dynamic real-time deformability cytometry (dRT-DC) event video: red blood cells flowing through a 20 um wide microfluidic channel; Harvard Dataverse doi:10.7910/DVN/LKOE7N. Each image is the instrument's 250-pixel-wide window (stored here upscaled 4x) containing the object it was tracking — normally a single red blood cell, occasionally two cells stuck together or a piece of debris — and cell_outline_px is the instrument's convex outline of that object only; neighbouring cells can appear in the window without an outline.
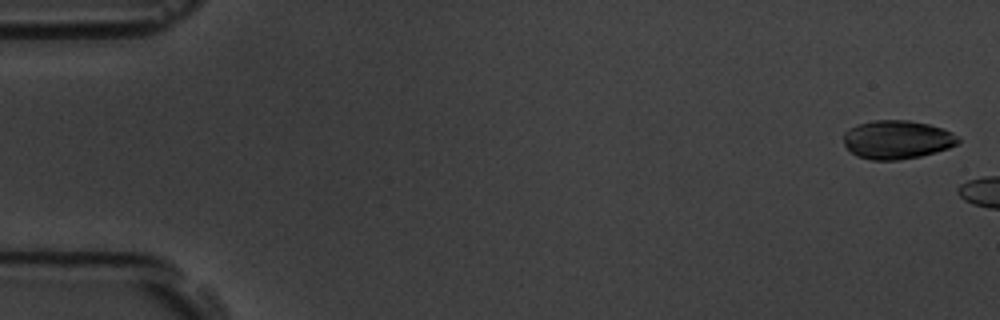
{"species": "common noctule bat (a hibernating species)", "species_latin": "Nyctalus noctula", "temperature_condition": "room temperature", "stored_images_in_passage": 3, "camera_frame_rate_fps": 3000, "um_per_image_px": 0.085, "animal": {"sex": "male", "body_mass_g": 19.5, "forearm_length_mm": 54.6}, "frame": {"image": 1, "passage_image": 1, "time_ms": 0.0, "image_size_px": [1000, 320], "cell_outline_px": [[960, 144], [936, 152], [920, 156], [896, 160], [872, 160], [856, 156], [844, 144], [844, 132], [848, 128], [872, 120], [908, 120], [928, 124], [952, 132], [960, 136]], "centroid_in_image_um": [76.27, 11.87], "position_along_channel_um": 8.7, "area_um2": 25.84}}